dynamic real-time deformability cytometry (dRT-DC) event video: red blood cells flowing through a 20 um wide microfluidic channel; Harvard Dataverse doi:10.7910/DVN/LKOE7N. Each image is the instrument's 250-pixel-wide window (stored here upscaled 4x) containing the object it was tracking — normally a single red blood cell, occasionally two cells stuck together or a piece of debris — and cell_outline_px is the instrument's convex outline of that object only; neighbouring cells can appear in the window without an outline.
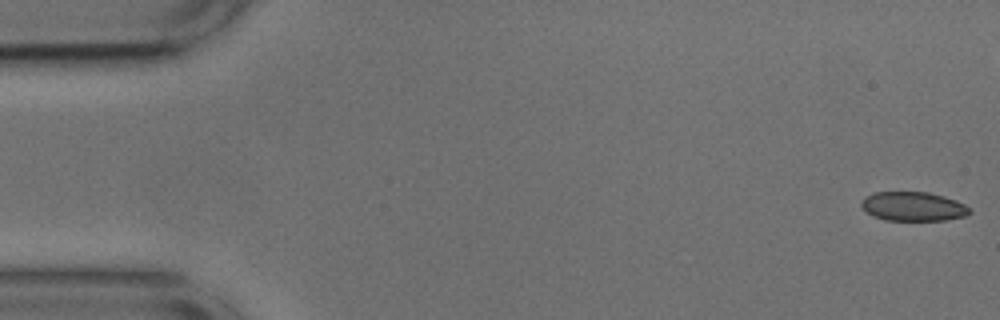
{"species": "common noctule bat (a hibernating species)", "species_latin": "Nyctalus noctula", "temperature_condition": "cold", "stored_images_in_passage": 54, "camera_frame_rate_fps": 3000, "um_per_image_px": 0.085, "animal": {"sex": "male", "body_mass_g": 17.9, "forearm_length_mm": 54.2}, "frame": {"image": 1, "passage_image": 1, "time_ms": 0.0, "image_size_px": [1000, 320], "cell_outline_px": [[972, 212], [964, 216], [944, 220], [884, 220], [872, 216], [860, 204], [860, 200], [864, 196], [872, 192], [928, 192], [944, 196], [956, 200], [964, 204]], "centroid_in_image_um": [77.58, 17.54], "position_along_channel_um": 7.4, "area_um2": 18.44}}
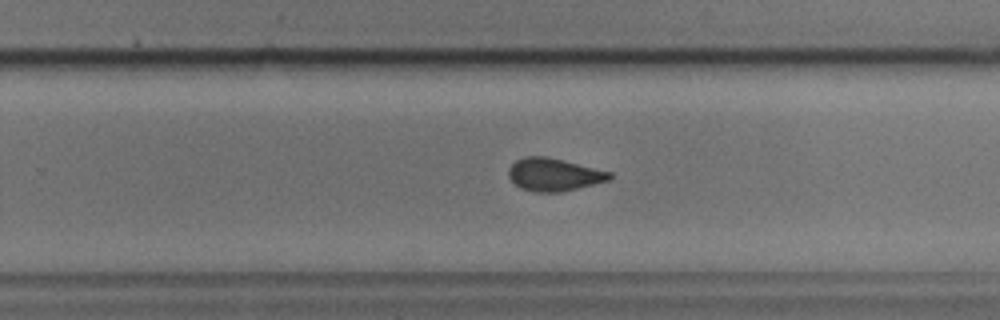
{"frame": {"image": 2, "passage_image": 33, "time_ms": 10.667, "image_size_px": [1000, 320], "cell_outline_px": [[612, 180], [560, 192], [536, 192], [520, 188], [508, 176], [508, 168], [516, 160], [524, 156], [544, 156], [564, 160], [612, 172]], "centroid_in_image_um": [47.1, 14.83], "position_along_channel_um": 282.7, "area_um2": 19.36}}
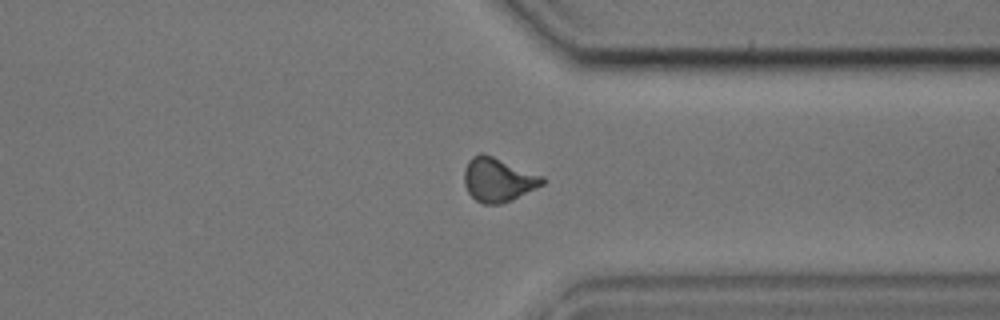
{"frame": {"image": 3, "passage_image": 40, "time_ms": 13.0, "image_size_px": [1000, 320], "cell_outline_px": [[548, 180], [544, 184], [512, 200], [500, 204], [484, 204], [476, 200], [468, 192], [464, 184], [464, 168], [468, 160], [472, 156], [480, 152], [484, 152], [544, 176]], "centroid_in_image_um": [42.35, 15.25], "position_along_channel_um": 369.1, "area_um2": 20.35}}